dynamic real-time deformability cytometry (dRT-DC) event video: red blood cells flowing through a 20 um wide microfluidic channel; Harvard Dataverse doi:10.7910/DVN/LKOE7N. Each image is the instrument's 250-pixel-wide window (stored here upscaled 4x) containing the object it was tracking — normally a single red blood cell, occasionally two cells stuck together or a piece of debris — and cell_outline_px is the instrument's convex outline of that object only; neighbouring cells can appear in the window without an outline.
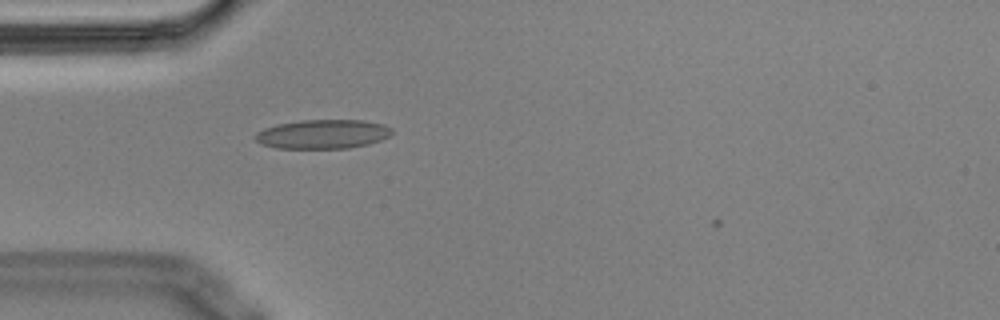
{"species": "Egyptian fruit bat (a non-hibernating species)", "species_latin": "Rousettus aegyptiacus", "temperature_condition": "cold", "stored_images_in_passage": 42, "camera_frame_rate_fps": 3000, "um_per_image_px": 0.085, "animal": {"sex": "male"}, "frame": {"image": 1, "passage_image": 3, "time_ms": 0.667, "image_size_px": [1000, 320], "cell_outline_px": [[392, 132], [388, 136], [380, 140], [368, 144], [348, 148], [276, 148], [260, 144], [252, 136], [256, 132], [264, 128], [276, 124], [300, 120], [364, 120], [384, 124], [392, 128]], "centroid_in_image_um": [27.39, 11.39], "position_along_channel_um": 57.6, "area_um2": 23.35}}
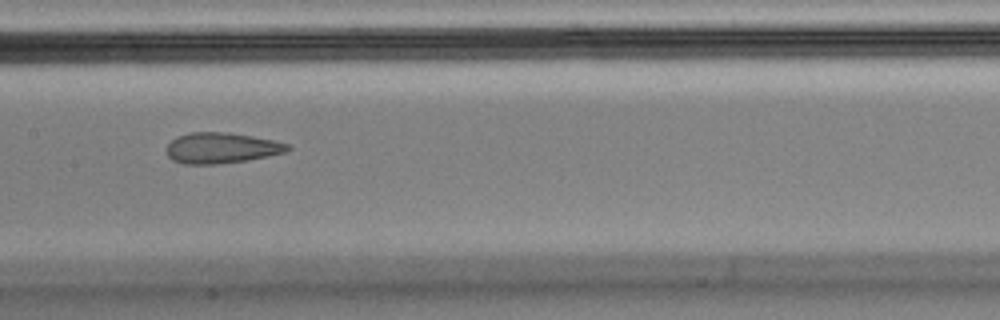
{"frame": {"image": 2, "passage_image": 14, "time_ms": 4.333, "image_size_px": [1000, 320], "cell_outline_px": [[292, 148], [288, 152], [248, 160], [216, 164], [184, 164], [172, 160], [168, 156], [164, 148], [176, 136], [192, 132], [228, 132], [252, 136], [272, 140], [288, 144]], "centroid_in_image_um": [18.8, 12.58], "position_along_channel_um": 188.6, "area_um2": 21.85}}
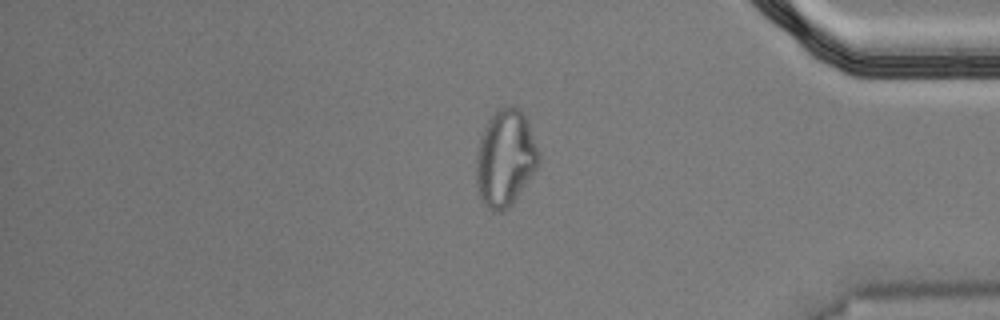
{"frame": {"image": 3, "passage_image": 33, "time_ms": 10.667, "image_size_px": [1000, 320], "cell_outline_px": [[540, 164], [512, 204], [508, 208], [500, 212], [492, 212], [480, 200], [476, 184], [476, 152], [480, 136], [488, 120], [500, 108], [512, 104], [520, 108], [528, 124], [540, 152]], "centroid_in_image_um": [42.94, 13.46], "position_along_channel_um": 392.3, "area_um2": 35.55}, "authors_computed_cell_mechanics": {"area_um2": 23.2645, "velocity_mm_per_s": 3.628, "shape_relaxation_time_tau1_ms": null, "shape_relaxation_time_tau2_ms": 1.2149, "deformation_change_tau1": null, "deformation_change_tau2": 0.0649}}